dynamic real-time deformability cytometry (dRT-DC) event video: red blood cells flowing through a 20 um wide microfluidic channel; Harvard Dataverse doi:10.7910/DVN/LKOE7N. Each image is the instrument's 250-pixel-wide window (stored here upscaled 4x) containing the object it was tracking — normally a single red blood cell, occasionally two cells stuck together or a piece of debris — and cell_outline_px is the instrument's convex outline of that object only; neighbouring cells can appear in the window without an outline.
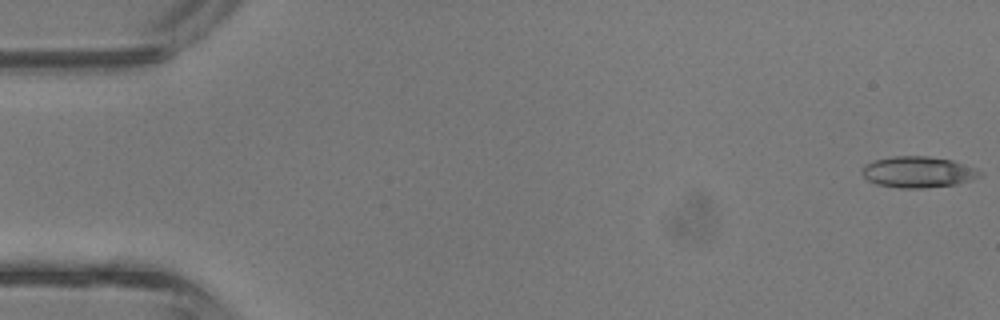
{"species": "common noctule bat (a hibernating species)", "species_latin": "Nyctalus noctula", "temperature_condition": "room temperature", "stored_images_in_passage": 43, "camera_frame_rate_fps": 3000, "um_per_image_px": 0.085, "animal": {"sex": "male", "body_mass_g": 13.3}, "frame": {"image": 1, "passage_image": 1, "time_ms": 0.0, "image_size_px": [1000, 320], "cell_outline_px": [[984, 172], [980, 176], [956, 184], [924, 188], [900, 188], [876, 184], [868, 180], [860, 172], [864, 164], [876, 160], [892, 156], [928, 156], [952, 160], [976, 168]], "centroid_in_image_um": [78.02, 14.62], "position_along_channel_um": 7.0, "area_um2": 21.39}}
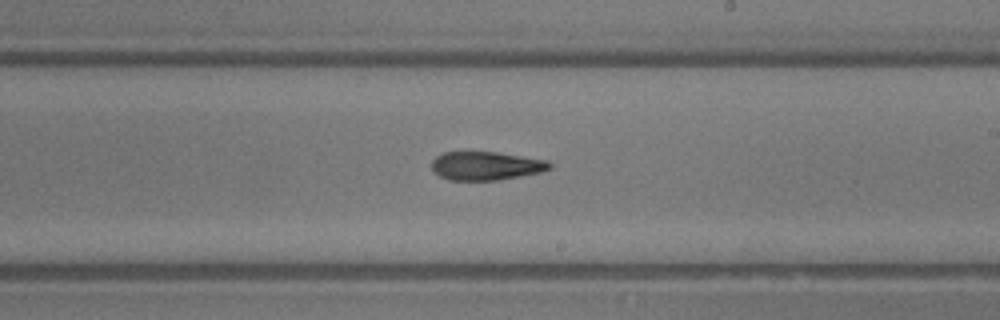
{"frame": {"image": 2, "passage_image": 25, "time_ms": 8.0, "image_size_px": [1000, 320], "cell_outline_px": [[552, 168], [540, 172], [520, 176], [496, 180], [448, 180], [432, 172], [432, 160], [436, 156], [444, 152], [496, 152], [548, 160], [552, 164]], "centroid_in_image_um": [41.3, 14.09], "position_along_channel_um": 247.7, "area_um2": 19.65}}
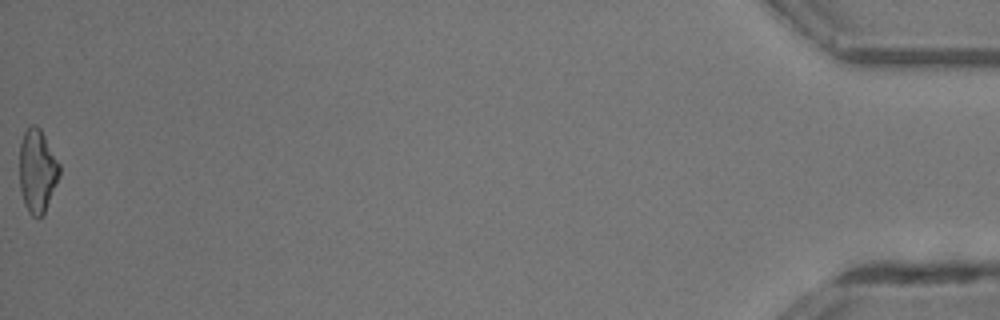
{"frame": {"image": 3, "passage_image": 43, "time_ms": 14.0, "image_size_px": [1000, 320], "cell_outline_px": [[60, 176], [44, 216], [32, 216], [28, 212], [24, 204], [20, 188], [20, 144], [24, 132], [32, 124], [36, 124], [40, 128], [60, 164]], "centroid_in_image_um": [3.19, 14.55], "position_along_channel_um": 432.0, "area_um2": 19.54}, "authors_computed_cell_mechanics": {"area_um2": 20.4034, "velocity_mm_per_s": 4.8444, "shape_relaxation_time_tau1_ms": 9.1404, "shape_relaxation_time_tau2_ms": 3.4729, "deformation_change_tau1": 0.2866, "deformation_change_tau2": 0.1493}}